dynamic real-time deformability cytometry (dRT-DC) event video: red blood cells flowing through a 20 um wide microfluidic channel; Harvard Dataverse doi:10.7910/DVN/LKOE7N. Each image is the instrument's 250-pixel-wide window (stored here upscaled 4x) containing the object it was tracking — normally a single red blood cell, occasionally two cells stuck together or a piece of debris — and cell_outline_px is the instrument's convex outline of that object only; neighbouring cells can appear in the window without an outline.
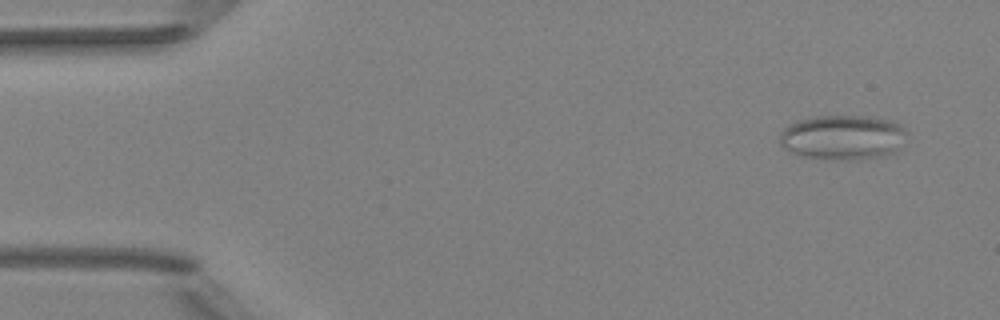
{"species": "Egyptian fruit bat (a non-hibernating species)", "species_latin": "Rousettus aegyptiacus", "temperature_condition": "room temperature", "stored_images_in_passage": 18, "segment_of_instrument_passage": [1, 2], "camera_frame_rate_fps": 3000, "um_per_image_px": 0.085, "animal": {"sex": "female"}, "frame": {"image": 1, "passage_image": 1, "time_ms": 0.0, "image_size_px": [1000, 320], "cell_outline_px": [[908, 132], [900, 148], [896, 152], [888, 156], [860, 160], [832, 160], [804, 156], [792, 152], [784, 148], [780, 144], [780, 132], [784, 128], [800, 120], [816, 116], [872, 116], [892, 120], [904, 124]], "centroid_in_image_um": [71.74, 11.68], "position_along_channel_um": 13.3, "area_um2": 33.87}}
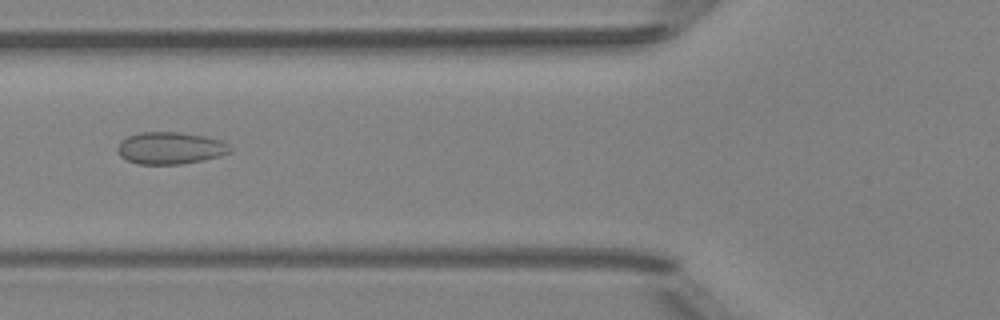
{"frame": {"image": 2, "passage_image": 17, "time_ms": 5.333, "image_size_px": [1000, 320], "cell_outline_px": [[232, 152], [220, 156], [204, 160], [180, 164], [140, 164], [128, 160], [120, 156], [116, 152], [116, 148], [120, 140], [128, 136], [140, 132], [180, 132], [204, 136], [220, 140], [228, 144], [232, 148]], "centroid_in_image_um": [14.46, 12.58], "position_along_channel_um": 111.3, "area_um2": 21.21}}